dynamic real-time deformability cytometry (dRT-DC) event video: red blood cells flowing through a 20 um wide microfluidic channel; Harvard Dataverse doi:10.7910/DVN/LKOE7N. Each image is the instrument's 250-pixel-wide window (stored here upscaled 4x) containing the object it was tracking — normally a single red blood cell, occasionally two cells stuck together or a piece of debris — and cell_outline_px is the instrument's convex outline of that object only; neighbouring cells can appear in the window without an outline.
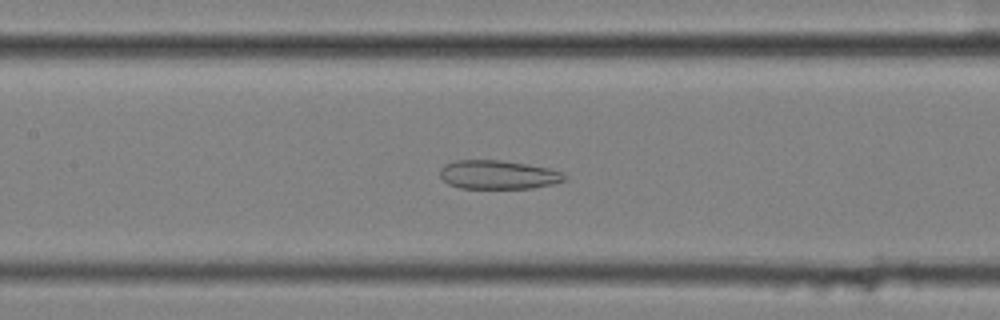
{"species": "common noctule bat (a hibernating species)", "species_latin": "Nyctalus noctula", "temperature_condition": "cold", "stored_images_in_passage": 55, "segment_of_instrument_passage": [2, 2], "camera_frame_rate_fps": 3000, "um_per_image_px": 0.085, "animal": {"sex": "female", "body_mass_g": 25.1}, "frame": {"image": 1, "passage_image": 25, "time_ms": 8.0, "image_size_px": [1000, 320], "cell_outline_px": [[568, 180], [552, 184], [532, 188], [460, 188], [448, 184], [440, 176], [440, 168], [444, 164], [456, 160], [500, 160], [528, 164], [548, 168], [564, 172], [568, 176]], "centroid_in_image_um": [42.37, 14.85], "position_along_channel_um": 165.0, "area_um2": 21.1}}
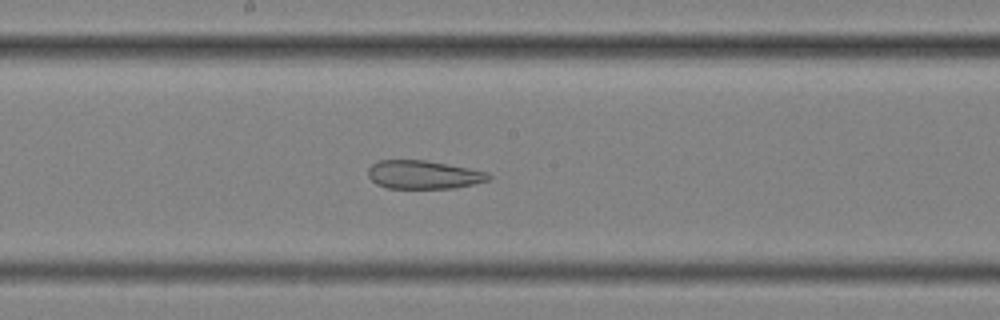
{"frame": {"image": 2, "passage_image": 29, "time_ms": 9.333, "image_size_px": [1000, 320], "cell_outline_px": [[492, 176], [488, 180], [472, 184], [452, 188], [388, 188], [376, 184], [368, 176], [368, 168], [372, 164], [380, 160], [424, 160], [468, 168], [488, 172]], "centroid_in_image_um": [35.97, 14.85], "position_along_channel_um": 212.2, "area_um2": 19.77}}
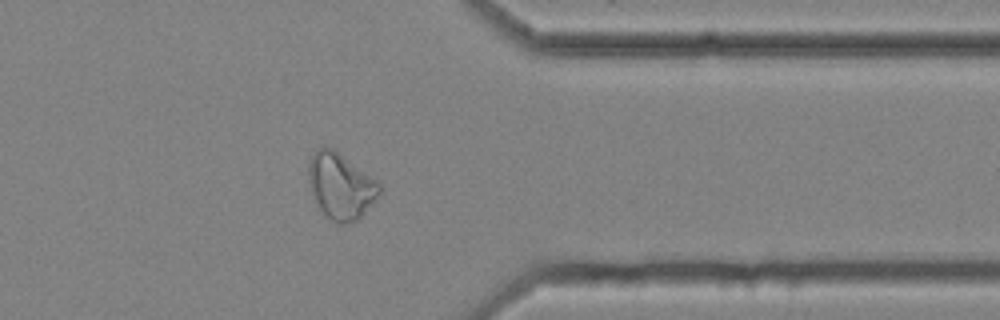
{"frame": {"image": 3, "passage_image": 44, "time_ms": 14.333, "image_size_px": [1000, 320], "cell_outline_px": [[384, 188], [376, 200], [356, 220], [348, 224], [336, 224], [320, 208], [308, 184], [308, 160], [316, 148], [332, 148], [380, 180]], "centroid_in_image_um": [29.0, 15.79], "position_along_channel_um": 382.4, "area_um2": 27.57}}